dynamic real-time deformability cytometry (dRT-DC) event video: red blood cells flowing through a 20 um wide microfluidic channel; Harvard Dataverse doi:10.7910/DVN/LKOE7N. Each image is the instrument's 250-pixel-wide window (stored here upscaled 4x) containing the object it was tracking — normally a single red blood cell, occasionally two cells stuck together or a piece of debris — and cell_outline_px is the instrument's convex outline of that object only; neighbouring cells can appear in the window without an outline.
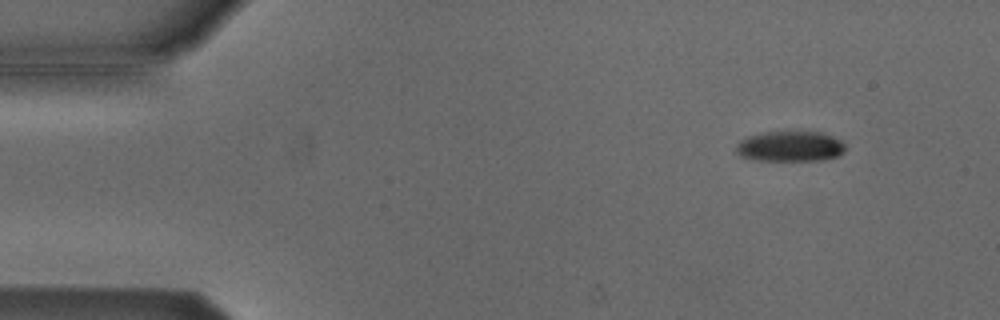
{"species": "Egyptian fruit bat (a non-hibernating species)", "species_latin": "Rousettus aegyptiacus", "temperature_condition": "cold", "stored_images_in_passage": 4, "camera_frame_rate_fps": 3000, "um_per_image_px": 0.085, "animal": {"sex": "male"}, "frame": {"image": 1, "passage_image": 1, "time_ms": 0.0, "image_size_px": [1000, 320], "cell_outline_px": [[844, 152], [836, 156], [824, 160], [756, 160], [740, 156], [736, 152], [736, 144], [740, 140], [748, 136], [760, 132], [824, 132], [844, 140]], "centroid_in_image_um": [67.17, 12.43], "position_along_channel_um": 17.8, "area_um2": 19.54}}